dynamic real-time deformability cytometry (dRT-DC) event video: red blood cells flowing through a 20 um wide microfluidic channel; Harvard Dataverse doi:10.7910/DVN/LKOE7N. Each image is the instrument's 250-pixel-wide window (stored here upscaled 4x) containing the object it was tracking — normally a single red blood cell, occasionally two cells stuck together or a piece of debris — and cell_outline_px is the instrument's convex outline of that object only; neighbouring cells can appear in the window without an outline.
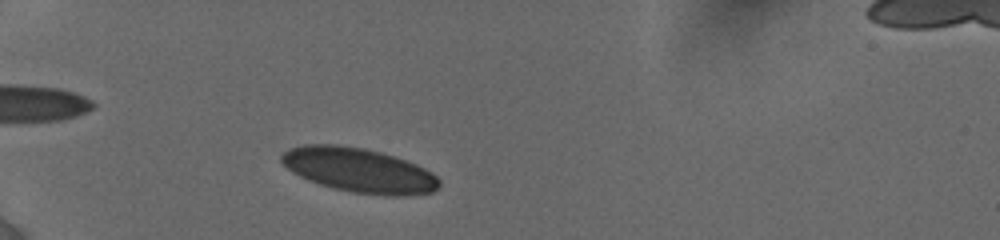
{"species": "human", "species_latin": "Homo sapiens", "temperature_condition": "cold", "stored_images_in_passage": 5, "camera_frame_rate_fps": 3000, "um_per_image_px": 0.085, "donor": {"sex": "female"}, "frame": {"image": 1, "passage_image": 3, "time_ms": 0.667, "image_size_px": [1000, 240], "cell_outline_px": [[440, 188], [432, 192], [408, 196], [384, 196], [352, 192], [320, 184], [308, 180], [292, 172], [280, 160], [280, 156], [288, 148], [304, 144], [336, 144], [364, 148], [380, 152], [416, 164], [432, 172], [440, 180]], "centroid_in_image_um": [30.53, 14.47], "position_along_channel_um": 54.5, "area_um2": 40.92}}